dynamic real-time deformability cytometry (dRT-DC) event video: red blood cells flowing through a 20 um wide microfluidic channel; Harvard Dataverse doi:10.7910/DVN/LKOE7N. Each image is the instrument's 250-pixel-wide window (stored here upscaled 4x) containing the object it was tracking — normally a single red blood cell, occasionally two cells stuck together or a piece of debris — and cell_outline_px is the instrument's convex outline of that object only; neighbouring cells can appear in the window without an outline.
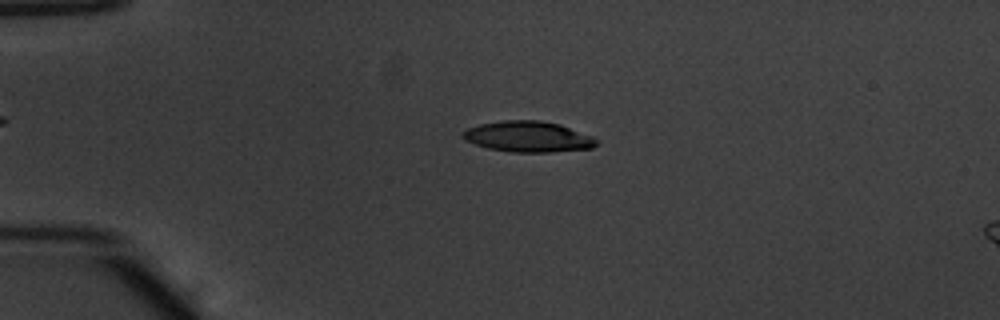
{"species": "common noctule bat (a hibernating species)", "species_latin": "Nyctalus noctula", "temperature_condition": "warm", "stored_images_in_passage": 41, "camera_frame_rate_fps": 3000, "um_per_image_px": 0.085, "animal": {"sex": "male", "body_mass_g": 20.1, "forearm_length_mm": 53.5}, "frame": {"image": 1, "passage_image": 1, "time_ms": 0.0, "image_size_px": [1000, 320], "cell_outline_px": [[600, 144], [592, 148], [552, 152], [512, 152], [488, 148], [464, 140], [460, 136], [460, 132], [468, 128], [480, 124], [504, 120], [540, 120], [560, 124], [592, 136]], "centroid_in_image_um": [44.88, 11.61], "position_along_channel_um": 40.1, "area_um2": 24.1}}
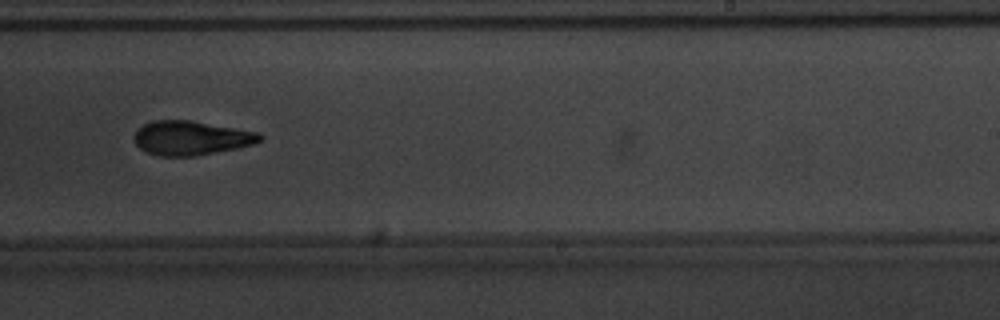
{"frame": {"image": 2, "passage_image": 22, "time_ms": 7.0, "image_size_px": [1000, 320], "cell_outline_px": [[264, 140], [256, 144], [236, 148], [192, 156], [160, 156], [148, 152], [140, 148], [132, 140], [132, 136], [144, 124], [152, 120], [192, 120], [260, 132], [264, 136]], "centroid_in_image_um": [16.28, 11.71], "position_along_channel_um": 272.7, "area_um2": 25.26}}
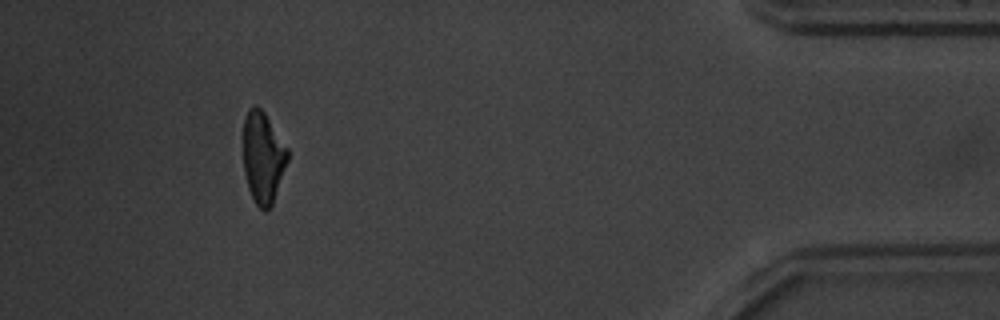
{"frame": {"image": 3, "passage_image": 37, "time_ms": 12.0, "image_size_px": [1000, 320], "cell_outline_px": [[288, 160], [272, 204], [264, 212], [256, 204], [248, 188], [244, 172], [244, 120], [248, 108], [256, 104], [264, 112], [288, 148]], "centroid_in_image_um": [22.35, 13.36], "position_along_channel_um": 412.8, "area_um2": 23.41}, "authors_computed_cell_mechanics": {"area_um2": 24.6806, "velocity_mm_per_s": 3.8649, "shape_relaxation_time_tau1_ms": 5.1516, "shape_relaxation_time_tau2_ms": 6.344, "deformation_change_tau1": 0.182, "deformation_change_tau2": 0.1729}}